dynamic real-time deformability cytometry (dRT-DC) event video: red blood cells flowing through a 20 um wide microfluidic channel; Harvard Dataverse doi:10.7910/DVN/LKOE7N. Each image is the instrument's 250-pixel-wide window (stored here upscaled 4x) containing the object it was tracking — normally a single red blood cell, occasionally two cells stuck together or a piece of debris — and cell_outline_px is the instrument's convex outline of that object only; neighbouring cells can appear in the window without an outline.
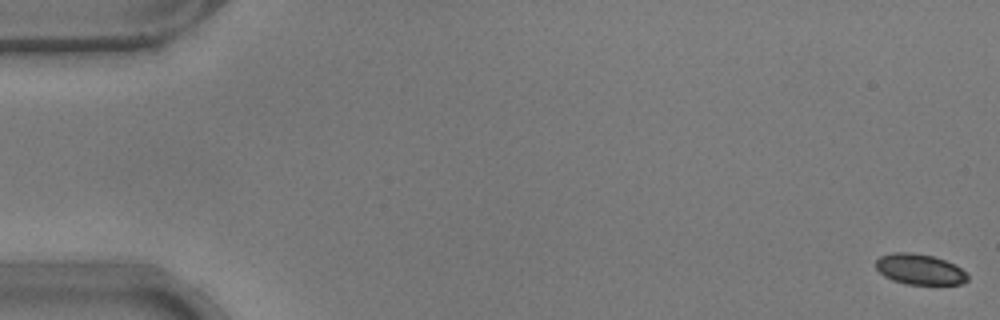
{"species": "common noctule bat (a hibernating species)", "species_latin": "Nyctalus noctula", "temperature_condition": "warm", "stored_images_in_passage": 54, "camera_frame_rate_fps": 3000, "um_per_image_px": 0.085, "animal": {"sex": "male", "body_mass_g": 17.9}, "frame": {"image": 1, "passage_image": 1, "time_ms": 0.0, "image_size_px": [1000, 320], "cell_outline_px": [[968, 280], [960, 284], [908, 284], [892, 280], [884, 276], [876, 268], [876, 260], [880, 256], [892, 252], [912, 252], [932, 256], [944, 260], [960, 268], [968, 276]], "centroid_in_image_um": [78.13, 22.88], "position_along_channel_um": 6.9, "area_um2": 16.18}}
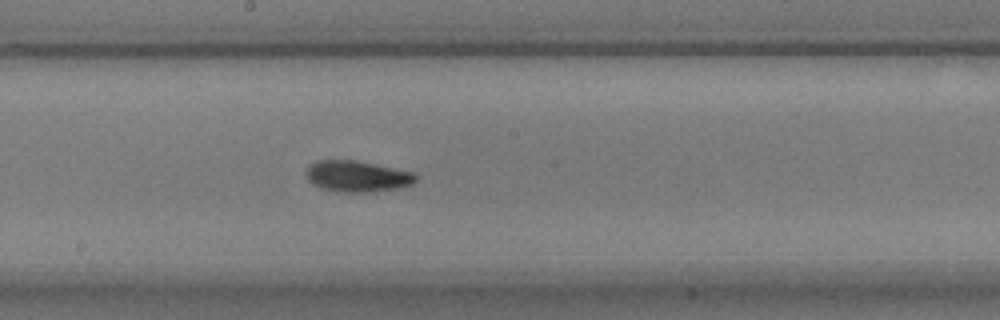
{"frame": {"image": 2, "passage_image": 30, "time_ms": 9.667, "image_size_px": [1000, 320], "cell_outline_px": [[416, 180], [412, 184], [400, 188], [368, 192], [344, 192], [320, 188], [312, 184], [308, 180], [308, 164], [316, 160], [356, 160], [396, 168], [412, 172], [416, 176]], "centroid_in_image_um": [30.36, 14.98], "position_along_channel_um": 217.8, "area_um2": 19.88}}
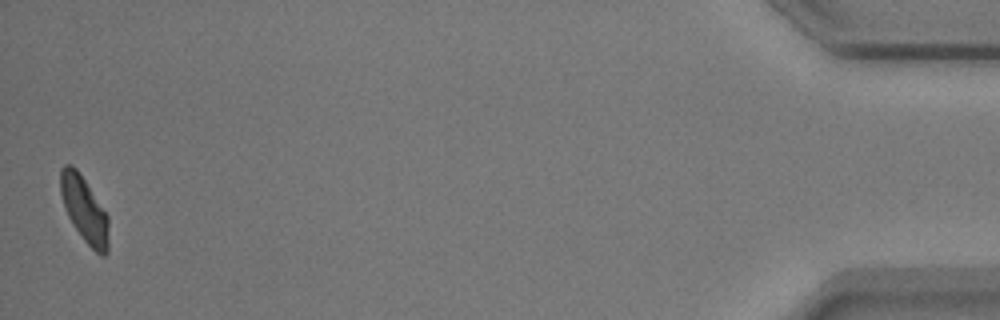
{"frame": {"image": 3, "passage_image": 54, "time_ms": 17.667, "image_size_px": [1000, 320], "cell_outline_px": [[108, 252], [104, 256], [100, 256], [84, 240], [72, 224], [64, 208], [60, 192], [60, 168], [64, 164], [72, 164], [76, 168], [108, 216]], "centroid_in_image_um": [7.15, 17.81], "position_along_channel_um": 428.1, "area_um2": 18.32}, "authors_computed_cell_mechanics": {"area_um2": 18.6116, "velocity_mm_per_s": 3.7518, "shape_relaxation_time_tau1_ms": 4.2139, "shape_relaxation_time_tau2_ms": 3.4146, "deformation_change_tau1": 0.1251, "deformation_change_tau2": 0.0946}}